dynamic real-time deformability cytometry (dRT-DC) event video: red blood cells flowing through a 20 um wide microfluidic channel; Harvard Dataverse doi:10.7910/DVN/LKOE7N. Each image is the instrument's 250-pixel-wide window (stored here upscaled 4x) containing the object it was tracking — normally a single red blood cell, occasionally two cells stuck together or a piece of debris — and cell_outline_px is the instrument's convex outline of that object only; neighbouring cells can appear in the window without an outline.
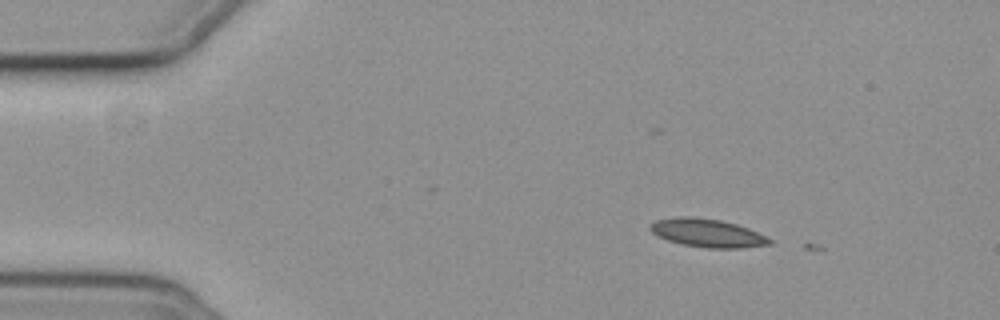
{"species": "common noctule bat (a hibernating species)", "species_latin": "Nyctalus noctula", "temperature_condition": "cold", "stored_images_in_passage": 5, "camera_frame_rate_fps": 3000, "um_per_image_px": 0.085, "animal": {"sex": "female", "body_mass_g": 19.3, "forearm_length_mm": 54.1}, "frame": {"image": 1, "passage_image": 4, "time_ms": 1.0, "image_size_px": [1000, 320], "cell_outline_px": [[772, 244], [744, 248], [704, 248], [680, 244], [668, 240], [652, 232], [648, 228], [656, 220], [680, 216], [688, 216], [720, 220], [736, 224], [748, 228], [768, 236], [772, 240]], "centroid_in_image_um": [60.17, 19.82], "position_along_channel_um": 24.8, "area_um2": 19.71}}